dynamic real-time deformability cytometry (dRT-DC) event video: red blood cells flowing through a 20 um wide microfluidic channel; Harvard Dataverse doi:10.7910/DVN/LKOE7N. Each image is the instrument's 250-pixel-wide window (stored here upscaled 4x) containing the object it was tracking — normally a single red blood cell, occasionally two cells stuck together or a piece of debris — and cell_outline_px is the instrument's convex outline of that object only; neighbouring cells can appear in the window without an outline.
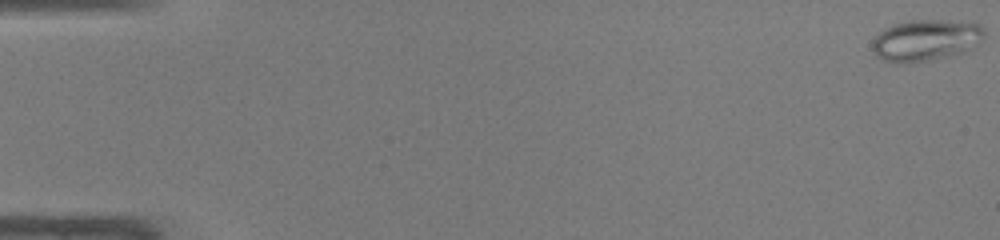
{"species": "common noctule bat (a hibernating species)", "species_latin": "Nyctalus noctula", "temperature_condition": "warm", "stored_images_in_passage": 48, "camera_frame_rate_fps": 3000, "um_per_image_px": 0.085, "animal": {"sex": "male", "body_mass_g": 19.0, "forearm_length_mm": 50.8}, "frame": {"image": 1, "passage_image": 1, "time_ms": 0.0, "image_size_px": [1000, 240], "cell_outline_px": [[984, 36], [976, 48], [968, 52], [932, 60], [904, 64], [900, 64], [884, 60], [876, 56], [872, 52], [872, 40], [884, 28], [892, 24], [912, 20], [940, 20], [980, 24], [984, 28]], "centroid_in_image_um": [78.7, 3.44], "position_along_channel_um": 6.3, "area_um2": 27.57}}
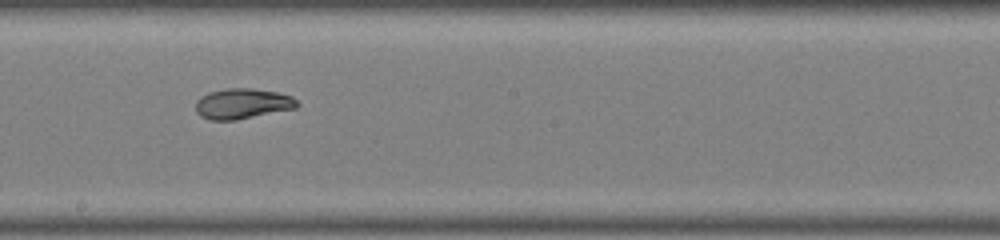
{"frame": {"image": 2, "passage_image": 28, "time_ms": 9.0, "image_size_px": [1000, 240], "cell_outline_px": [[300, 104], [296, 108], [236, 120], [208, 120], [200, 116], [196, 112], [196, 100], [200, 96], [208, 92], [228, 88], [252, 88], [276, 92], [292, 96]], "centroid_in_image_um": [20.58, 8.81], "position_along_channel_um": 227.6, "area_um2": 18.09}}
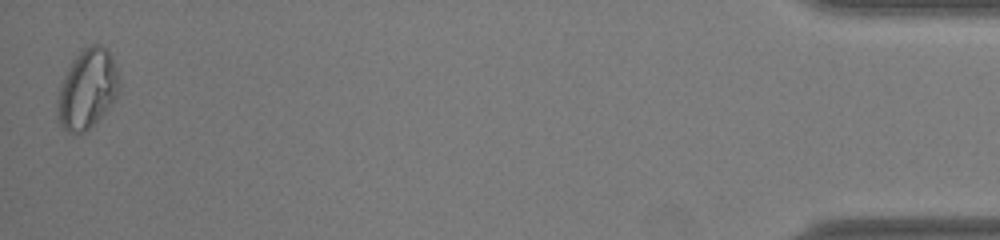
{"frame": {"image": 3, "passage_image": 48, "time_ms": 15.667, "image_size_px": [1000, 240], "cell_outline_px": [[120, 84], [116, 96], [112, 104], [84, 132], [72, 136], [60, 124], [56, 116], [60, 88], [72, 60], [80, 48], [92, 44], [100, 44], [112, 56], [120, 76]], "centroid_in_image_um": [7.43, 7.55], "position_along_channel_um": 427.8, "area_um2": 28.55}, "authors_computed_cell_mechanics": {"area_um2": 21.2993, "velocity_mm_per_s": 4.2831, "shape_relaxation_time_tau1_ms": null, "shape_relaxation_time_tau2_ms": 2.3718, "deformation_change_tau1": null, "deformation_change_tau2": 0.037}}